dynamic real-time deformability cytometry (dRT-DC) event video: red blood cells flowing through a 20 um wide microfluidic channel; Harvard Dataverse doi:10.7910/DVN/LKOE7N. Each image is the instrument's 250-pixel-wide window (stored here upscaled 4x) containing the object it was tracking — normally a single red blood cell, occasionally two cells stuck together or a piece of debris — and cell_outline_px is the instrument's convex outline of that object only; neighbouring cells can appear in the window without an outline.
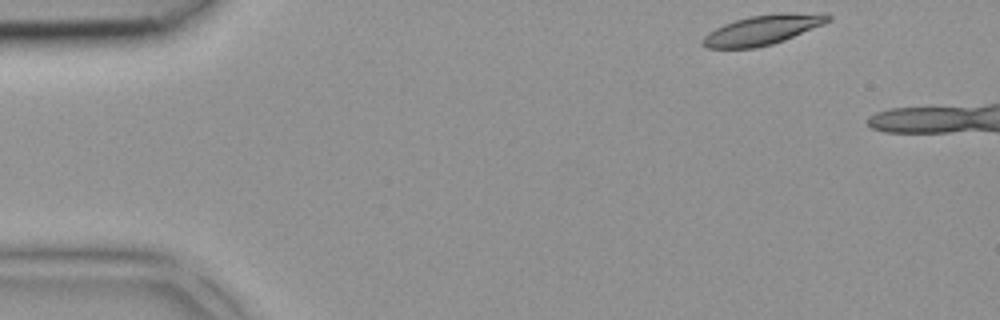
{"species": "common noctule bat (a hibernating species)", "species_latin": "Nyctalus noctula", "temperature_condition": "room temperature", "stored_images_in_passage": 8, "camera_frame_rate_fps": 3000, "um_per_image_px": 0.085, "animal": {"sex": "female", "body_mass_g": 18.4}, "frame": {"image": 1, "passage_image": 1, "time_ms": 0.0, "image_size_px": [1000, 320], "cell_outline_px": [[832, 20], [824, 24], [784, 40], [772, 44], [756, 48], [704, 48], [700, 44], [700, 40], [708, 32], [724, 24], [736, 20], [752, 16], [780, 12], [828, 12], [832, 16]], "centroid_in_image_um": [64.87, 2.52], "position_along_channel_um": 20.1, "area_um2": 22.14}}